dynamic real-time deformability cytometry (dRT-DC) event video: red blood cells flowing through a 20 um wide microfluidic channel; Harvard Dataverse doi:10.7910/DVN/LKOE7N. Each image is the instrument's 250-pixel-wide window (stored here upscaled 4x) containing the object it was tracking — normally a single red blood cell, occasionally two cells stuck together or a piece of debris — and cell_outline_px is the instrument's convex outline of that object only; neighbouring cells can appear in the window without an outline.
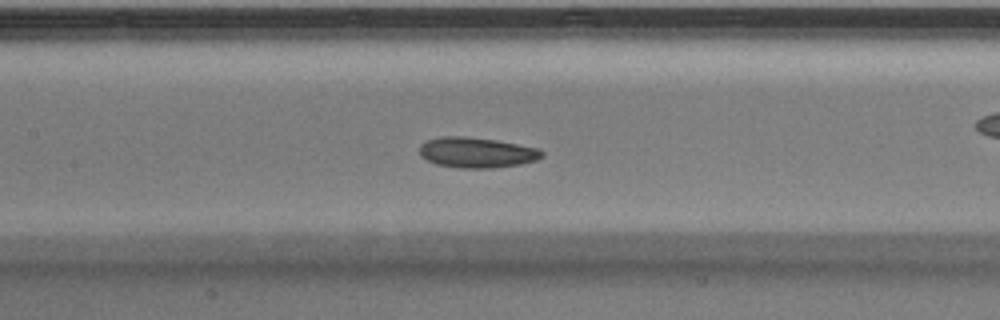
{"species": "Egyptian fruit bat (a non-hibernating species)", "species_latin": "Rousettus aegyptiacus", "temperature_condition": "warm", "stored_images_in_passage": 41, "camera_frame_rate_fps": 3000, "um_per_image_px": 0.085, "animal": {"sex": "male"}, "frame": {"image": 1, "passage_image": 18, "time_ms": 5.667, "image_size_px": [1000, 320], "cell_outline_px": [[544, 156], [536, 160], [520, 164], [492, 168], [460, 168], [436, 164], [420, 156], [420, 144], [428, 140], [440, 136], [464, 136], [496, 140], [540, 148], [544, 152]], "centroid_in_image_um": [40.54, 12.96], "position_along_channel_um": 166.9, "area_um2": 21.79}}